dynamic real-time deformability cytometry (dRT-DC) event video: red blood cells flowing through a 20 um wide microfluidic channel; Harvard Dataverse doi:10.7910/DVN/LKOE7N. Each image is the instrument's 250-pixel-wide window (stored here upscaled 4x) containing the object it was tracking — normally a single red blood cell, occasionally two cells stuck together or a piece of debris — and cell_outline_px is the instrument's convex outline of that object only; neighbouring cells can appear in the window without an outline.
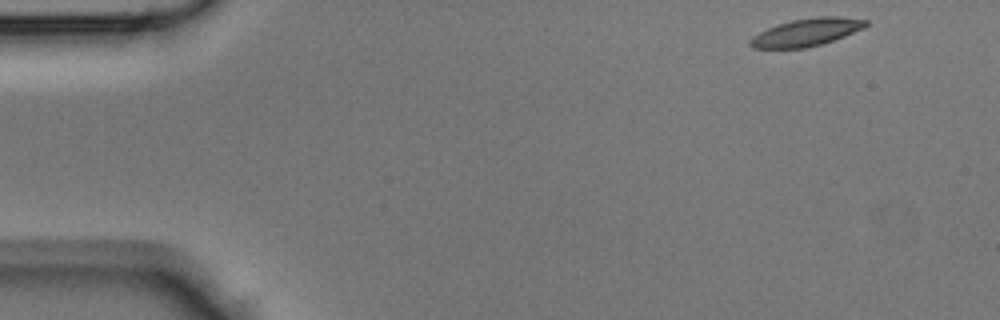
{"species": "Egyptian fruit bat (a non-hibernating species)", "species_latin": "Rousettus aegyptiacus", "temperature_condition": "room temperature", "stored_images_in_passage": 42, "camera_frame_rate_fps": 3000, "um_per_image_px": 0.085, "animal": {"sex": "male"}, "frame": {"image": 1, "passage_image": 1, "time_ms": 0.0, "image_size_px": [1000, 320], "cell_outline_px": [[868, 24], [864, 28], [844, 36], [820, 44], [804, 48], [752, 48], [748, 44], [748, 40], [752, 36], [768, 28], [792, 20], [816, 16], [836, 16], [868, 20]], "centroid_in_image_um": [68.54, 2.74], "position_along_channel_um": 16.5, "area_um2": 18.44}}
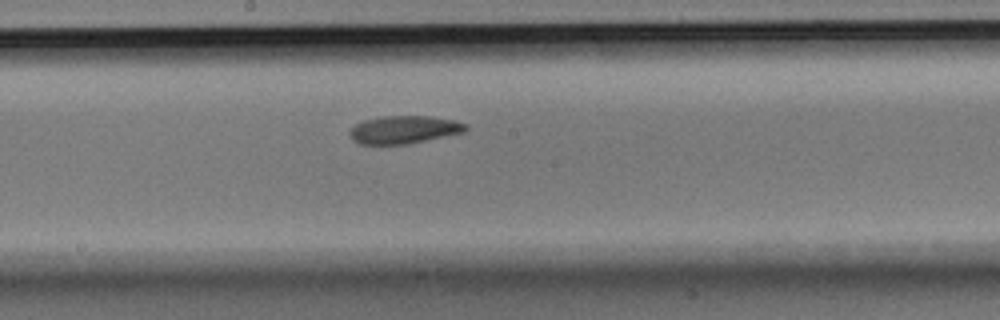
{"frame": {"image": 2, "passage_image": 21, "time_ms": 6.667, "image_size_px": [1000, 320], "cell_outline_px": [[468, 128], [464, 132], [408, 144], [356, 144], [348, 136], [348, 132], [356, 124], [364, 120], [380, 116], [428, 116], [452, 120], [468, 124]], "centroid_in_image_um": [34.3, 11.02], "position_along_channel_um": 213.9, "area_um2": 18.9}}
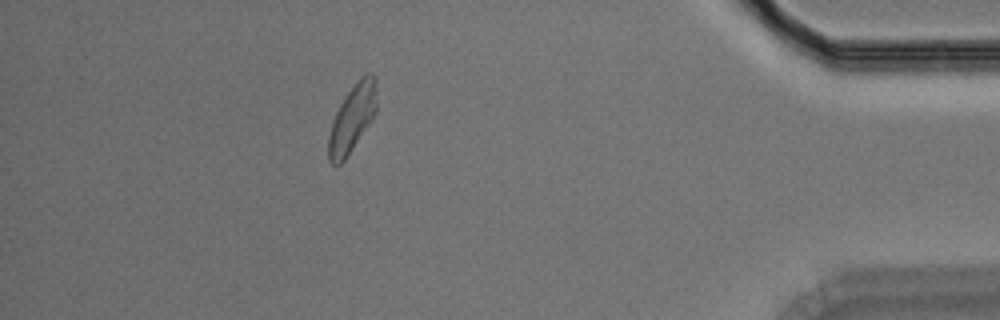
{"frame": {"image": 3, "passage_image": 37, "time_ms": 12.0, "image_size_px": [1000, 320], "cell_outline_px": [[376, 112], [344, 160], [336, 168], [328, 160], [328, 136], [332, 120], [340, 104], [348, 92], [368, 72], [372, 72], [376, 76]], "centroid_in_image_um": [29.92, 10.09], "position_along_channel_um": 405.3, "area_um2": 18.5}}